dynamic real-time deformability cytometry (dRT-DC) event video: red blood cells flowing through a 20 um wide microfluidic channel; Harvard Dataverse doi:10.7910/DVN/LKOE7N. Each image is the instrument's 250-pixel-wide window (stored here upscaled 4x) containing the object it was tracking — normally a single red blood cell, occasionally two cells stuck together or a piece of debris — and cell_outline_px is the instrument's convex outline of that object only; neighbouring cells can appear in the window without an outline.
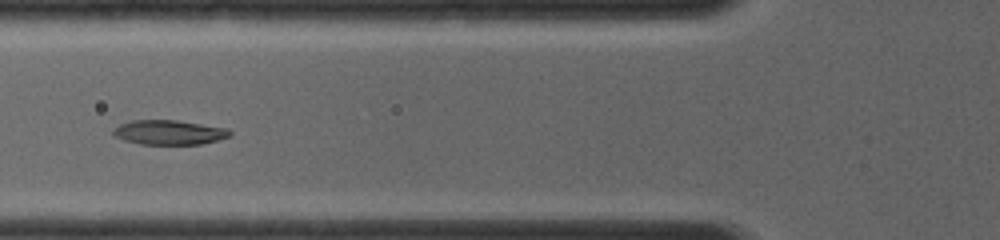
{"species": "common noctule bat (a hibernating species)", "species_latin": "Nyctalus noctula", "temperature_condition": "room temperature", "stored_images_in_passage": 28, "camera_frame_rate_fps": 4000, "um_per_image_px": 0.085, "animal": {"sex": "female", "body_mass_g": 19.0, "forearm_length_mm": 56.7}, "frame": {"image": 1, "passage_image": 12, "time_ms": 5.0, "image_size_px": [1000, 240], "cell_outline_px": [[232, 132], [228, 136], [216, 140], [200, 144], [144, 144], [128, 140], [116, 136], [112, 132], [120, 124], [132, 120], [176, 120], [228, 128]], "centroid_in_image_um": [14.41, 11.24], "position_along_channel_um": 111.4, "area_um2": 16.3}}
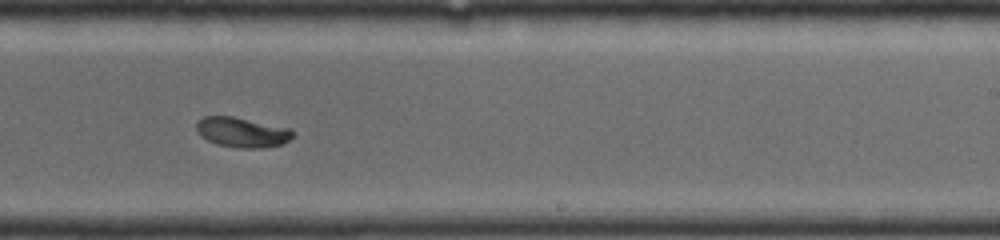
{"frame": {"image": 2, "passage_image": 19, "time_ms": 8.5, "image_size_px": [1000, 240], "cell_outline_px": [[292, 136], [288, 140], [280, 144], [256, 148], [240, 148], [220, 144], [208, 140], [196, 128], [196, 124], [204, 116], [232, 116], [288, 128], [292, 132]], "centroid_in_image_um": [20.56, 11.23], "position_along_channel_um": 268.4, "area_um2": 16.13}}
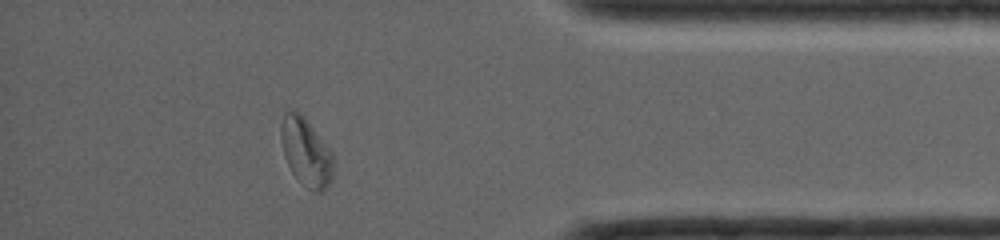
{"frame": {"image": 3, "passage_image": 26, "time_ms": 12.0, "image_size_px": [1000, 240], "cell_outline_px": [[332, 176], [328, 184], [320, 192], [316, 192], [308, 188], [292, 172], [288, 164], [284, 152], [280, 136], [280, 128], [284, 112], [296, 112], [304, 116], [328, 148], [332, 156]], "centroid_in_image_um": [25.99, 12.91], "position_along_channel_um": 409.2, "area_um2": 19.94}}